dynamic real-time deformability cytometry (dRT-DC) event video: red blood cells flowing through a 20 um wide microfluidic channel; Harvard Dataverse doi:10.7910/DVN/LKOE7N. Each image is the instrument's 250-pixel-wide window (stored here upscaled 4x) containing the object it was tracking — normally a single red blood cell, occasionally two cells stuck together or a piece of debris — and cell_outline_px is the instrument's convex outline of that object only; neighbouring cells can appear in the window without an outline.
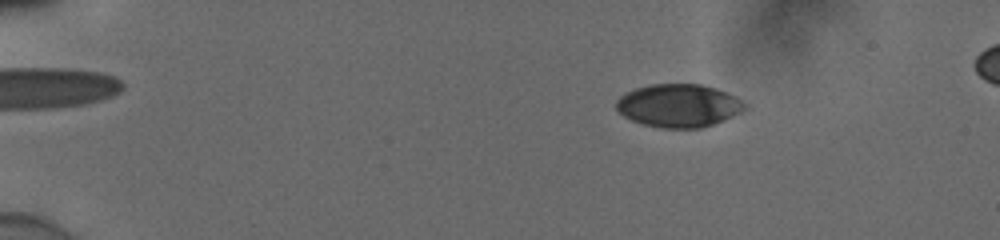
{"species": "human", "species_latin": "Homo sapiens", "temperature_condition": "cold", "stored_images_in_passage": 48, "camera_frame_rate_fps": 3000, "um_per_image_px": 0.085, "donor": {"sex": "male"}, "frame": {"image": 1, "passage_image": 3, "time_ms": 0.667, "image_size_px": [1000, 240], "cell_outline_px": [[744, 108], [740, 112], [712, 124], [700, 128], [664, 128], [644, 124], [632, 120], [624, 116], [616, 108], [616, 100], [620, 96], [636, 88], [652, 84], [700, 84], [716, 88], [736, 96], [744, 104]], "centroid_in_image_um": [57.66, 8.97], "position_along_channel_um": 27.3, "area_um2": 31.79}}
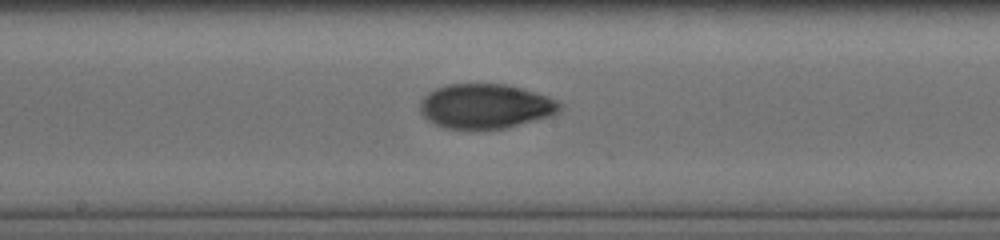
{"frame": {"image": 2, "passage_image": 25, "time_ms": 8.0, "image_size_px": [1000, 240], "cell_outline_px": [[564, 104], [560, 112], [552, 116], [504, 128], [444, 128], [428, 120], [420, 112], [420, 100], [428, 92], [444, 84], [504, 84], [520, 88], [548, 96]], "centroid_in_image_um": [41.28, 9.02], "position_along_channel_um": 206.9, "area_um2": 36.3}}
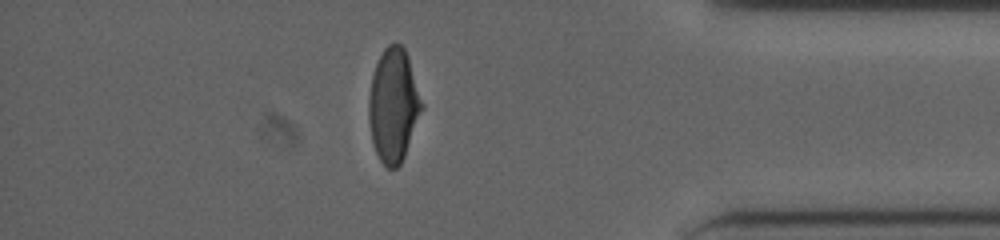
{"frame": {"image": 3, "passage_image": 42, "time_ms": 13.667, "image_size_px": [1000, 240], "cell_outline_px": [[424, 108], [404, 156], [400, 164], [396, 168], [388, 168], [380, 160], [376, 152], [372, 140], [368, 120], [368, 100], [372, 76], [376, 64], [384, 48], [388, 44], [400, 44], [404, 48], [408, 56], [424, 104]], "centroid_in_image_um": [33.45, 8.95], "position_along_channel_um": 401.7, "area_um2": 35.14}, "authors_computed_cell_mechanics": {"area_um2": 35.1424, "velocity_mm_per_s": 3.8735, "shape_relaxation_time_tau1_ms": 7.2502, "shape_relaxation_time_tau2_ms": 1.5254, "deformation_change_tau1": 0.214, "deformation_change_tau2": 0.0479}}